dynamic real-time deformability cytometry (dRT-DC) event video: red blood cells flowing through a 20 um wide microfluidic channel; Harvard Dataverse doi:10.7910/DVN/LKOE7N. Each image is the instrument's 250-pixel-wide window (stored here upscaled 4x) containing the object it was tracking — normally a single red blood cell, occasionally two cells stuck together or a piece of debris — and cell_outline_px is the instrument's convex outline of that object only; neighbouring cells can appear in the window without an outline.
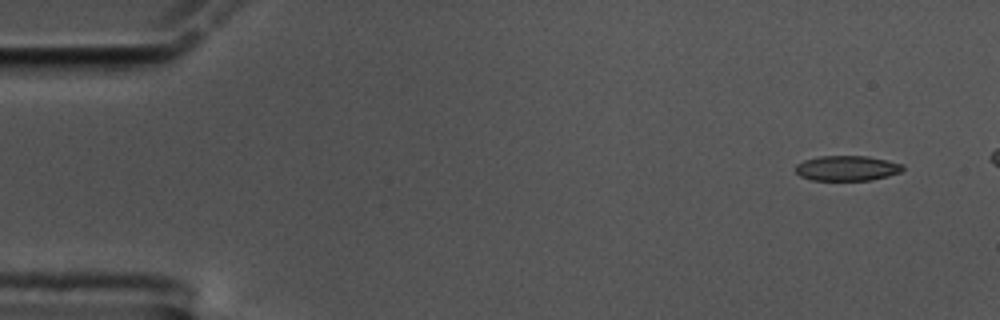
{"species": "common noctule bat (a hibernating species)", "species_latin": "Nyctalus noctula", "temperature_condition": "cold", "stored_images_in_passage": 9, "camera_frame_rate_fps": 3000, "um_per_image_px": 0.085, "animal": {"sex": "male", "body_mass_g": 17.5, "forearm_length_mm": 52.3}, "frame": {"image": 1, "passage_image": 1, "time_ms": 0.0, "image_size_px": [1000, 320], "cell_outline_px": [[904, 168], [900, 172], [888, 176], [872, 180], [812, 180], [800, 176], [796, 172], [796, 164], [804, 160], [820, 156], [868, 156], [904, 164]], "centroid_in_image_um": [72.0, 14.3], "position_along_channel_um": 13.0, "area_um2": 15.72}}